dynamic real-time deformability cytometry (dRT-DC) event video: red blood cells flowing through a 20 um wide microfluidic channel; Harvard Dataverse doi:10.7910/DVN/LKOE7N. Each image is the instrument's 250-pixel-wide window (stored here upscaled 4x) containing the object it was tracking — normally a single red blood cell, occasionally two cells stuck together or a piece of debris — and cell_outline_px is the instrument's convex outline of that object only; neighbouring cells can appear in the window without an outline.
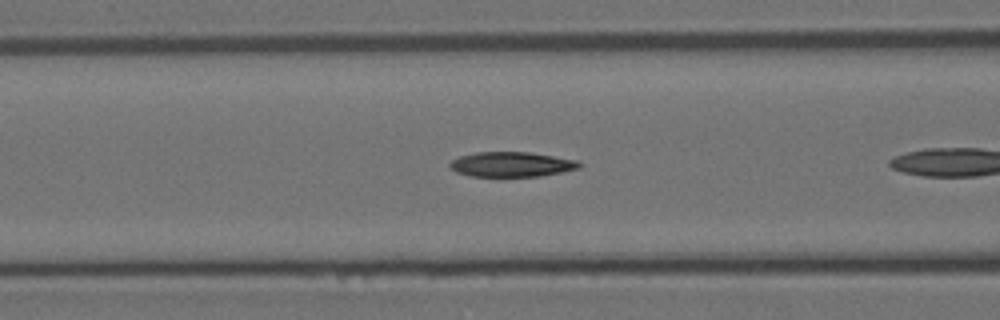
{"species": "Egyptian fruit bat (a non-hibernating species)", "species_latin": "Rousettus aegyptiacus", "temperature_condition": "room temperature", "stored_images_in_passage": 9, "camera_frame_rate_fps": 3000, "um_per_image_px": 0.085, "animal": {"sex": "female"}, "frame": {"image": 1, "passage_image": 7, "time_ms": 2.0, "image_size_px": [1000, 320], "cell_outline_px": [[584, 164], [580, 168], [540, 176], [472, 176], [456, 172], [448, 164], [452, 160], [460, 156], [476, 152], [528, 152], [580, 160]], "centroid_in_image_um": [43.53, 13.96], "position_along_channel_um": 123.1, "area_um2": 18.79}}